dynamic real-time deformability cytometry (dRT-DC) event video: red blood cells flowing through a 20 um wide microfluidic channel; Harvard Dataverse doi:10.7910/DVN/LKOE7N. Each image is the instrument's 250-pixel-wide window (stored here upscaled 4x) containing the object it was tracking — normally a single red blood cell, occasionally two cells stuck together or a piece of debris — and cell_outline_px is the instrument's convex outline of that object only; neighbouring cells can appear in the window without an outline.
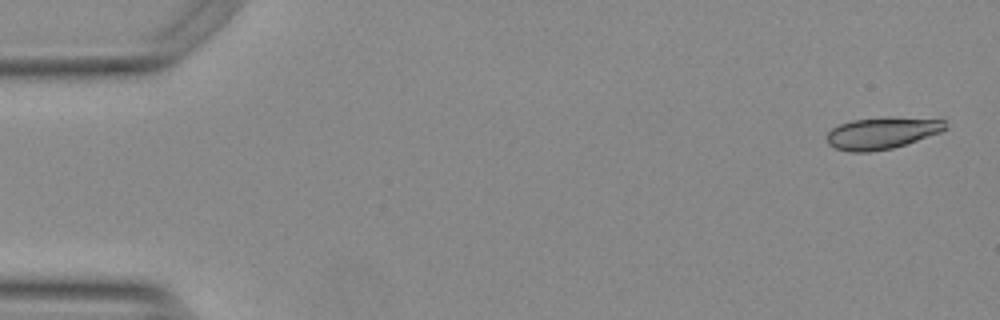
{"species": "Egyptian fruit bat (a non-hibernating species)", "species_latin": "Rousettus aegyptiacus", "temperature_condition": "warm", "stored_images_in_passage": 54, "camera_frame_rate_fps": 3000, "um_per_image_px": 0.085, "animal": {"sex": "female"}, "frame": {"image": 1, "passage_image": 2, "time_ms": 0.333, "image_size_px": [1000, 320], "cell_outline_px": [[948, 128], [940, 132], [892, 148], [868, 152], [852, 152], [836, 148], [828, 144], [828, 132], [832, 128], [840, 124], [852, 120], [884, 116], [888, 116], [944, 120]], "centroid_in_image_um": [74.96, 11.29], "position_along_channel_um": 10.0, "area_um2": 21.85}}
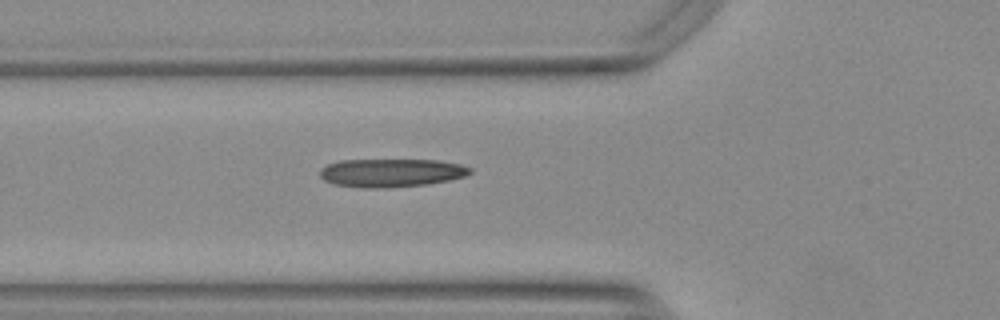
{"frame": {"image": 2, "passage_image": 19, "time_ms": 6.0, "image_size_px": [1000, 320], "cell_outline_px": [[472, 172], [464, 176], [448, 180], [428, 184], [384, 188], [368, 188], [332, 184], [324, 180], [320, 176], [320, 168], [328, 164], [340, 160], [436, 160], [460, 164], [472, 168]], "centroid_in_image_um": [33.23, 14.69], "position_along_channel_um": 92.6, "area_um2": 24.74}}
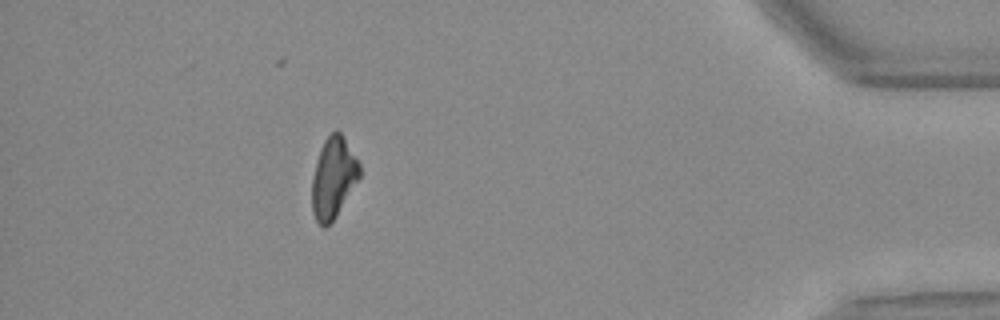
{"frame": {"image": 3, "passage_image": 48, "time_ms": 15.667, "image_size_px": [1000, 320], "cell_outline_px": [[360, 176], [336, 216], [324, 228], [316, 220], [312, 212], [312, 180], [316, 160], [320, 148], [324, 140], [336, 128], [344, 136], [360, 164]], "centroid_in_image_um": [28.33, 15.07], "position_along_channel_um": 406.9, "area_um2": 22.31}, "authors_computed_cell_mechanics": {"area_um2": 23.4379, "velocity_mm_per_s": 3.8023, "shape_relaxation_time_tau1_ms": 6.8427, "shape_relaxation_time_tau2_ms": 7.9283, "deformation_change_tau1": 0.2069, "deformation_change_tau2": 0.2084}}